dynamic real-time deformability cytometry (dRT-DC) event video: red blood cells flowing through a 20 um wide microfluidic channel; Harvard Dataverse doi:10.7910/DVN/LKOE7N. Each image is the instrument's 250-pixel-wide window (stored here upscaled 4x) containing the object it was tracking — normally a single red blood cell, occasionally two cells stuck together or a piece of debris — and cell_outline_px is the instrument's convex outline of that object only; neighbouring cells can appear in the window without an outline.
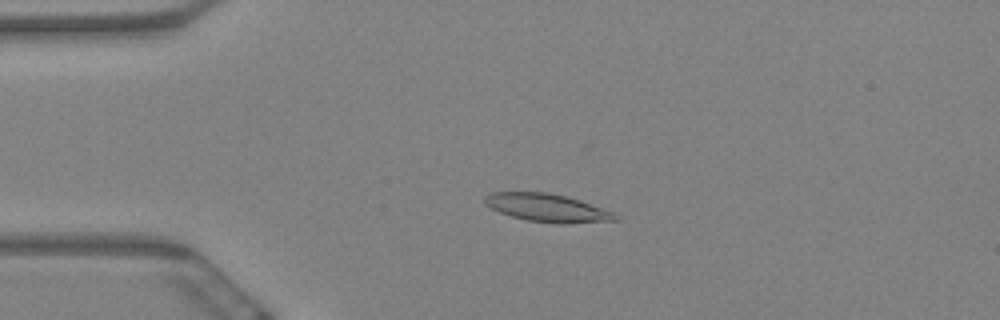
{"species": "Egyptian fruit bat (a non-hibernating species)", "species_latin": "Rousettus aegyptiacus", "temperature_condition": "warm", "stored_images_in_passage": 5, "camera_frame_rate_fps": 3000, "um_per_image_px": 0.085, "animal": {"sex": "female"}, "frame": {"image": 1, "passage_image": 4, "time_ms": 1.0, "image_size_px": [1000, 320], "cell_outline_px": [[620, 220], [564, 224], [560, 224], [528, 220], [512, 216], [500, 212], [484, 204], [484, 196], [492, 192], [548, 192], [564, 196], [612, 212], [620, 216]], "centroid_in_image_um": [46.49, 17.67], "position_along_channel_um": 38.5, "area_um2": 20.98}}